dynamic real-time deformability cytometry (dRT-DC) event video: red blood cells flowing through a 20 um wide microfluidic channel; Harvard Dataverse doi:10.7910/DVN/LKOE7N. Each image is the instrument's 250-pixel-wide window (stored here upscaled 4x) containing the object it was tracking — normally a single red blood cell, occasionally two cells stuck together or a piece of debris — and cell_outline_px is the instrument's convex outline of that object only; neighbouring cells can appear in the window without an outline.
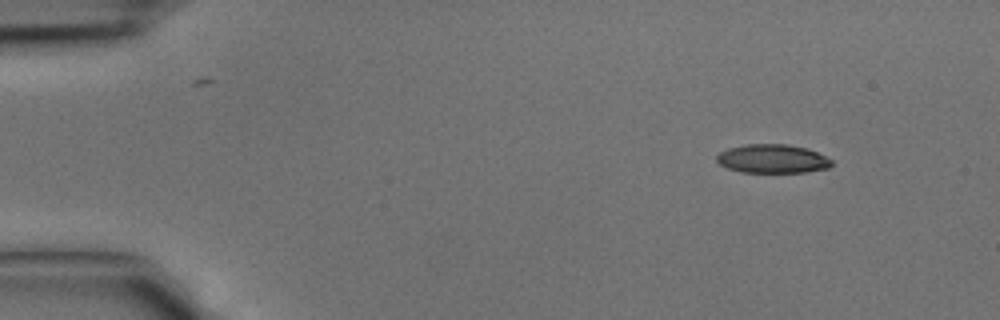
{"species": "common noctule bat (a hibernating species)", "species_latin": "Nyctalus noctula", "temperature_condition": "cold", "stored_images_in_passage": 38, "camera_frame_rate_fps": 3000, "um_per_image_px": 0.085, "animal": {"sex": "male", "body_mass_g": 15.6}, "frame": {"image": 1, "passage_image": 1, "time_ms": 0.0, "image_size_px": [1000, 320], "cell_outline_px": [[832, 164], [828, 168], [804, 172], [740, 172], [728, 168], [720, 164], [716, 160], [716, 156], [720, 152], [728, 148], [744, 144], [788, 144], [808, 148], [832, 160]], "centroid_in_image_um": [65.64, 13.49], "position_along_channel_um": 19.4, "area_um2": 19.25}}
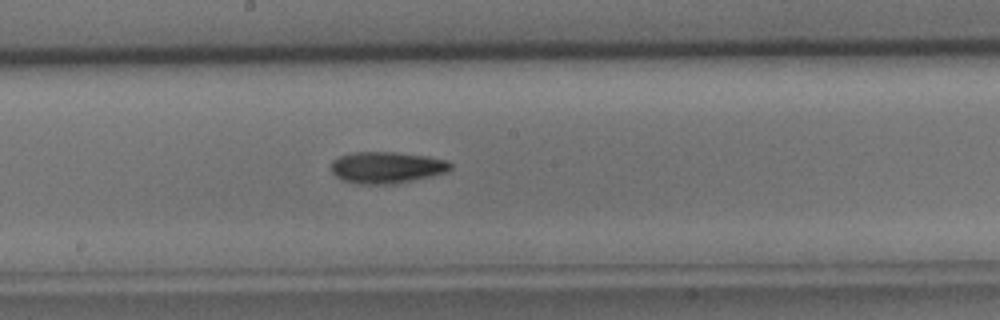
{"frame": {"image": 2, "passage_image": 19, "time_ms": 6.0, "image_size_px": [1000, 320], "cell_outline_px": [[452, 168], [448, 172], [432, 176], [396, 184], [360, 184], [344, 180], [336, 176], [332, 172], [332, 160], [340, 156], [356, 152], [396, 152], [428, 156], [448, 160], [452, 164]], "centroid_in_image_um": [32.92, 14.23], "position_along_channel_um": 215.3, "area_um2": 22.08}}
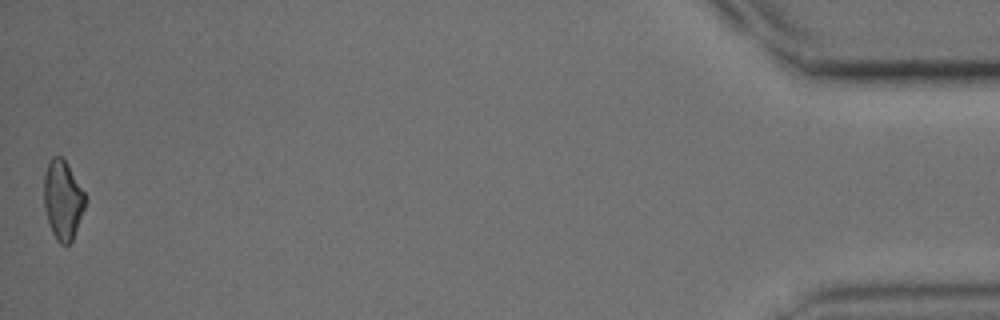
{"frame": {"image": 3, "passage_image": 38, "time_ms": 12.333, "image_size_px": [1000, 320], "cell_outline_px": [[88, 200], [72, 240], [68, 244], [60, 244], [56, 240], [52, 232], [44, 208], [44, 176], [48, 164], [52, 156], [60, 156], [68, 164], [84, 192]], "centroid_in_image_um": [5.35, 16.99], "position_along_channel_um": 429.9, "area_um2": 19.02}}